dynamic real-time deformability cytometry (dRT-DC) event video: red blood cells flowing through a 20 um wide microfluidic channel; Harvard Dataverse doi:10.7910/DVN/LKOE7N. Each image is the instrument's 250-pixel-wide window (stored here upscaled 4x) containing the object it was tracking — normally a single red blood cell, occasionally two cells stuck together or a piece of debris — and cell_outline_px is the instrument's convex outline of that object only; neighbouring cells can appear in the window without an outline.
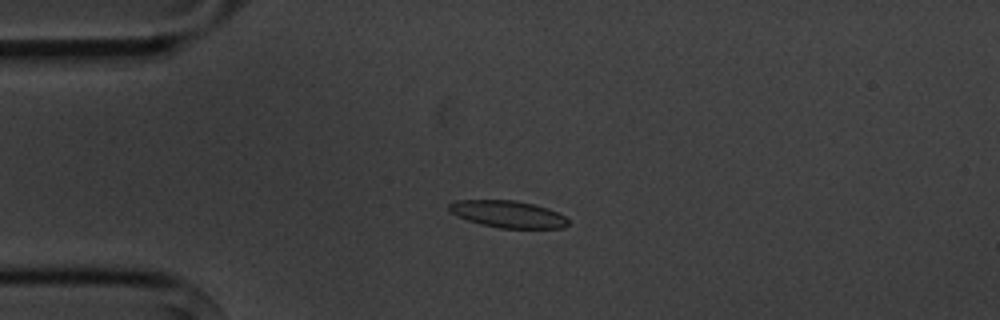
{"species": "common noctule bat (a hibernating species)", "species_latin": "Nyctalus noctula", "temperature_condition": "cold", "stored_images_in_passage": 12, "camera_frame_rate_fps": 3000, "um_per_image_px": 0.085, "animal": {"sex": "male", "body_mass_g": 20.1, "forearm_length_mm": 53.5}, "frame": {"image": 1, "passage_image": 1, "time_ms": 0.0, "image_size_px": [1000, 320], "cell_outline_px": [[568, 224], [564, 228], [500, 228], [480, 224], [456, 216], [448, 208], [448, 204], [456, 200], [512, 200], [532, 204], [548, 208], [564, 216], [568, 220]], "centroid_in_image_um": [43.15, 18.2], "position_along_channel_um": 41.8, "area_um2": 18.61}}
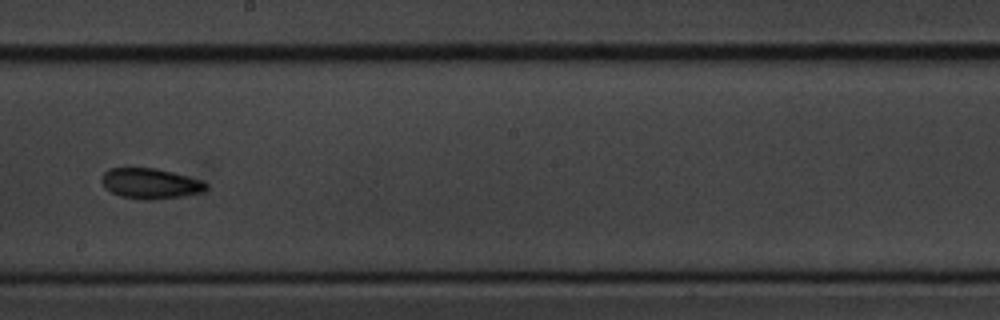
{"frame": {"image": 2, "passage_image": 6, "time_ms": 6.0, "image_size_px": [1000, 320], "cell_outline_px": [[208, 188], [200, 192], [184, 196], [152, 200], [140, 200], [120, 196], [104, 188], [100, 180], [100, 176], [108, 168], [156, 168], [204, 180], [208, 184]], "centroid_in_image_um": [12.76, 15.6], "position_along_channel_um": 235.4, "area_um2": 18.84}}
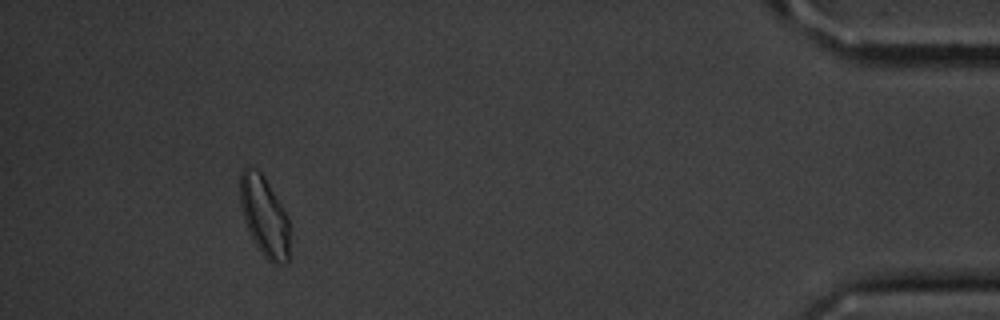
{"frame": {"image": 3, "passage_image": 11, "time_ms": 12.667, "image_size_px": [1000, 320], "cell_outline_px": [[288, 260], [284, 264], [272, 264], [264, 256], [256, 244], [244, 220], [240, 204], [240, 172], [248, 164], [260, 172], [264, 176], [280, 204], [288, 220]], "centroid_in_image_um": [22.44, 18.35], "position_along_channel_um": 412.8, "area_um2": 22.66}, "authors_computed_cell_mechanics": {"area_um2": 18.4093, "velocity_mm_per_s": 3.5921, "shape_relaxation_time_tau1_ms": 4.2022, "shape_relaxation_time_tau2_ms": 4.3727, "deformation_change_tau1": 0.0903, "deformation_change_tau2": 0.0855}}